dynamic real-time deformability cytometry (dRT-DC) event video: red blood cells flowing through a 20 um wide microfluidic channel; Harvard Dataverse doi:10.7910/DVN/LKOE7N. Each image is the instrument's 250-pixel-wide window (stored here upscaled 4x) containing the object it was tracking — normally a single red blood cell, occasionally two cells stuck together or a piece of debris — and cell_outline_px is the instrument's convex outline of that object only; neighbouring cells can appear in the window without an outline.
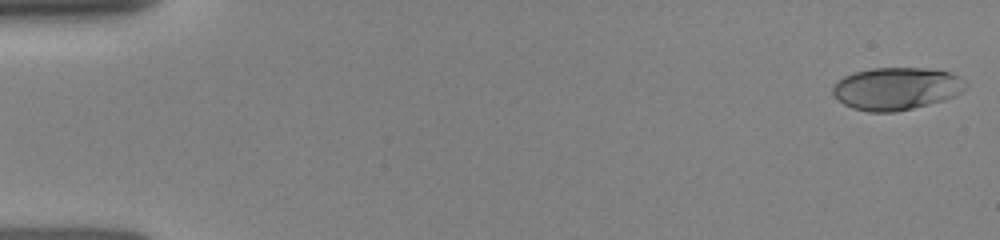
{"species": "human", "species_latin": "Homo sapiens", "temperature_condition": "room temperature", "stored_images_in_passage": 30, "camera_frame_rate_fps": 3000, "um_per_image_px": 0.085, "donor": {"sex": "female"}, "frame": {"image": 1, "passage_image": 1, "time_ms": 0.0, "image_size_px": [1000, 240], "cell_outline_px": [[968, 88], [964, 92], [944, 100], [896, 112], [868, 112], [852, 108], [844, 104], [832, 92], [832, 88], [844, 76], [856, 72], [872, 68], [924, 68], [952, 72], [968, 84]], "centroid_in_image_um": [76.24, 7.53], "position_along_channel_um": 8.8, "area_um2": 32.89}}
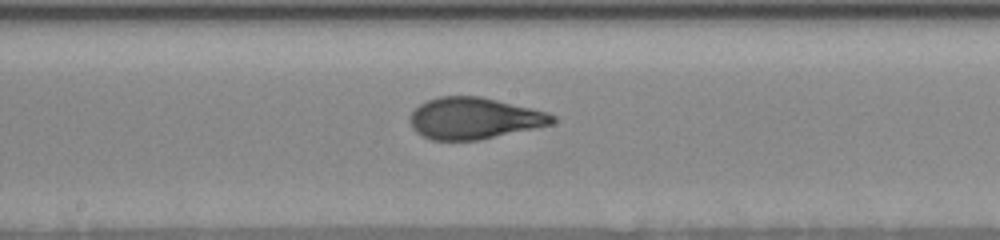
{"frame": {"image": 2, "passage_image": 16, "time_ms": 8.333, "image_size_px": [1000, 240], "cell_outline_px": [[556, 120], [552, 124], [480, 140], [432, 140], [416, 132], [412, 128], [412, 112], [420, 104], [428, 100], [440, 96], [480, 96], [532, 108], [548, 112], [556, 116]], "centroid_in_image_um": [40.33, 10.05], "position_along_channel_um": 207.9, "area_um2": 34.22}}
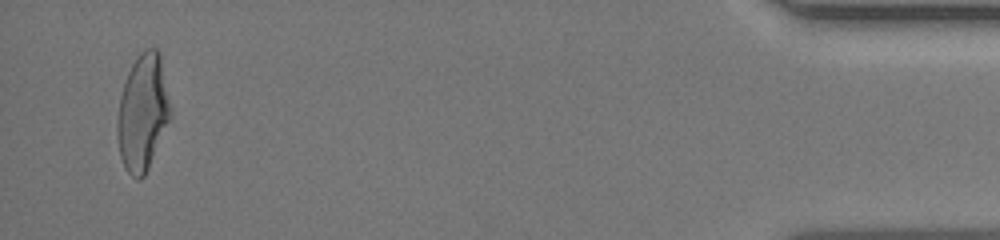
{"frame": {"image": 3, "passage_image": 29, "time_ms": 15.333, "image_size_px": [1000, 240], "cell_outline_px": [[168, 120], [148, 168], [144, 176], [140, 180], [136, 180], [124, 168], [120, 156], [116, 132], [116, 120], [120, 96], [128, 72], [132, 64], [140, 52], [144, 48], [156, 48], [160, 52], [168, 100]], "centroid_in_image_um": [12.07, 9.57], "position_along_channel_um": 423.1, "area_um2": 35.32}}